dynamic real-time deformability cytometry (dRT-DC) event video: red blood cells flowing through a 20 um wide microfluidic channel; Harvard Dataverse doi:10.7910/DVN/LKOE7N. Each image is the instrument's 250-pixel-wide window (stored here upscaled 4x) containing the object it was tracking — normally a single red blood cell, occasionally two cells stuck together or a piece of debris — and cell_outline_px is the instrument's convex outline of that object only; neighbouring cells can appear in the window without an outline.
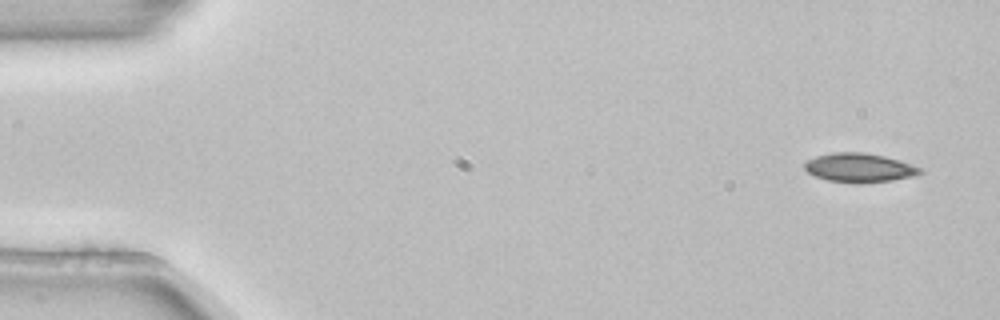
{"species": "common noctule bat (a hibernating species)", "species_latin": "Nyctalus noctula", "temperature_condition": "room temperature", "stored_images_in_passage": 5, "camera_frame_rate_fps": 3000, "um_per_image_px": 0.085, "animal": {"sex": "female", "body_mass_g": 22.7, "forearm_length_mm": 54.2}, "frame": {"image": 1, "passage_image": 1, "time_ms": 0.0, "image_size_px": [1000, 320], "cell_outline_px": [[924, 172], [912, 176], [892, 180], [828, 180], [816, 176], [808, 172], [804, 168], [804, 164], [808, 160], [816, 156], [832, 152], [864, 152], [884, 156], [920, 168]], "centroid_in_image_um": [73.0, 14.2], "position_along_channel_um": 12.0, "area_um2": 18.38}}